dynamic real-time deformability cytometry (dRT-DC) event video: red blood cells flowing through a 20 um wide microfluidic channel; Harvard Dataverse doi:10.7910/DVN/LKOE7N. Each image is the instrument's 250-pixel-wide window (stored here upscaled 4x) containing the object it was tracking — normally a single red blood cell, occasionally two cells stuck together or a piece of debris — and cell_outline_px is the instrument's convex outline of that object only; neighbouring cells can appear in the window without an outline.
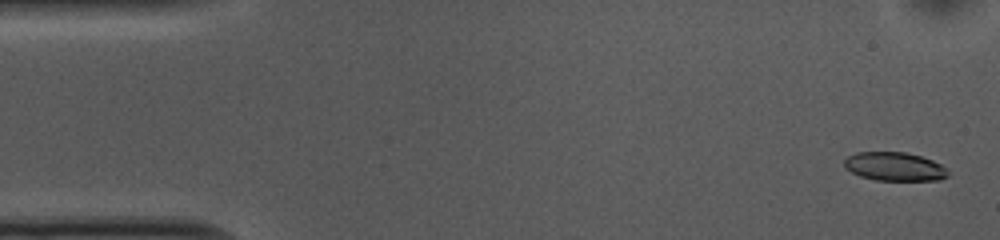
{"species": "common noctule bat (a hibernating species)", "species_latin": "Nyctalus noctula", "temperature_condition": "cold", "stored_images_in_passage": 50, "camera_frame_rate_fps": 3000, "um_per_image_px": 0.085, "animal": {"sex": "female", "body_mass_g": 10.0, "forearm_length_mm": 53.1}, "frame": {"image": 1, "passage_image": 2, "time_ms": 0.333, "image_size_px": [1000, 240], "cell_outline_px": [[948, 176], [940, 180], [876, 180], [860, 176], [844, 168], [844, 160], [848, 156], [856, 152], [904, 152], [920, 156], [932, 160], [940, 164], [948, 172]], "centroid_in_image_um": [76.01, 14.16], "position_along_channel_um": 9.0, "area_um2": 17.22}}
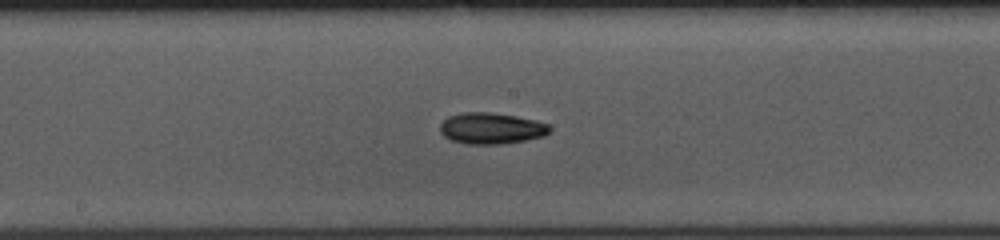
{"frame": {"image": 2, "passage_image": 27, "time_ms": 8.667, "image_size_px": [1000, 240], "cell_outline_px": [[552, 128], [544, 136], [524, 140], [500, 144], [464, 144], [452, 140], [444, 136], [440, 132], [440, 124], [448, 116], [464, 112], [492, 112], [516, 116], [536, 120], [548, 124]], "centroid_in_image_um": [41.75, 10.9], "position_along_channel_um": 206.5, "area_um2": 20.0}}
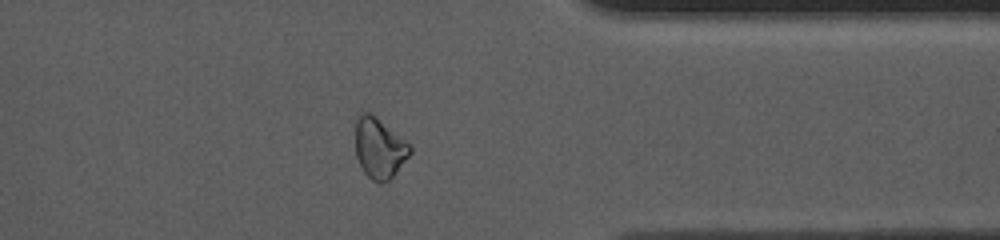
{"frame": {"image": 3, "passage_image": 42, "time_ms": 13.667, "image_size_px": [1000, 240], "cell_outline_px": [[412, 152], [396, 172], [388, 180], [380, 184], [372, 180], [364, 172], [356, 156], [356, 120], [360, 112], [368, 112], [376, 116], [412, 144]], "centroid_in_image_um": [32.27, 12.57], "position_along_channel_um": 379.1, "area_um2": 19.36}, "authors_computed_cell_mechanics": {"area_um2": 18.9584, "velocity_mm_per_s": 3.6915, "shape_relaxation_time_tau1_ms": 4.5745, "shape_relaxation_time_tau2_ms": 11.0259, "deformation_change_tau1": 0.1351, "deformation_change_tau2": 0.1883}}